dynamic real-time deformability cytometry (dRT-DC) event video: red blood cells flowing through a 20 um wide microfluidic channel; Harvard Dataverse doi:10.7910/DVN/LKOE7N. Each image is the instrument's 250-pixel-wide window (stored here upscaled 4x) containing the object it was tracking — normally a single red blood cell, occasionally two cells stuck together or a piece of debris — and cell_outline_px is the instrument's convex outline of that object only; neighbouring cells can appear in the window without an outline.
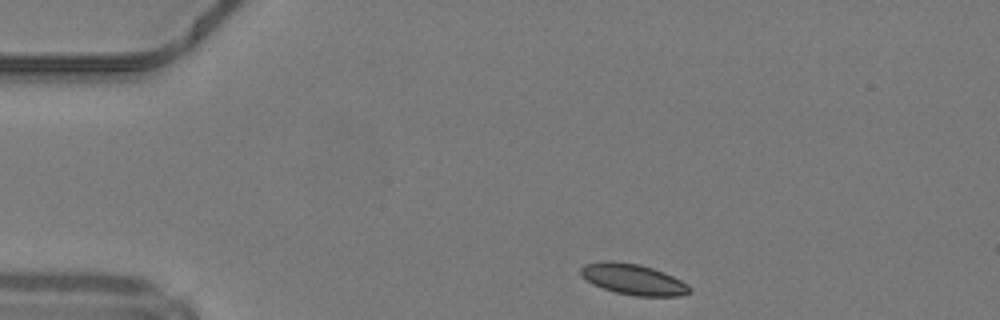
{"species": "common noctule bat (a hibernating species)", "species_latin": "Nyctalus noctula", "temperature_condition": "warm", "stored_images_in_passage": 41, "camera_frame_rate_fps": 3000, "um_per_image_px": 0.085, "animal": {"sex": "male", "body_mass_g": 19.2, "forearm_length_mm": 51.8}, "frame": {"image": 1, "passage_image": 1, "time_ms": 0.0, "image_size_px": [1000, 320], "cell_outline_px": [[692, 292], [680, 296], [636, 296], [616, 292], [592, 284], [580, 276], [580, 268], [584, 264], [600, 260], [612, 260], [640, 264], [664, 272], [688, 284], [692, 288]], "centroid_in_image_um": [53.8, 23.73], "position_along_channel_um": 31.2, "area_um2": 19.83}}
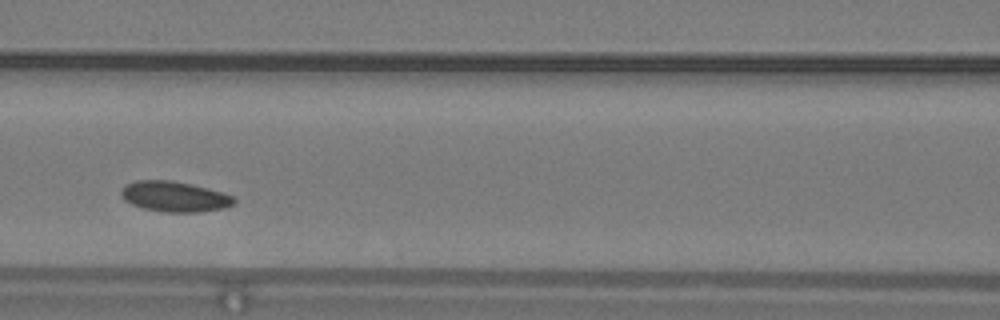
{"frame": {"image": 2, "passage_image": 14, "time_ms": 4.333, "image_size_px": [1000, 320], "cell_outline_px": [[236, 200], [232, 204], [224, 208], [196, 212], [164, 212], [144, 208], [132, 204], [124, 200], [120, 192], [124, 184], [136, 180], [172, 180], [208, 188], [224, 192], [232, 196]], "centroid_in_image_um": [14.81, 16.69], "position_along_channel_um": 151.8, "area_um2": 20.0}}
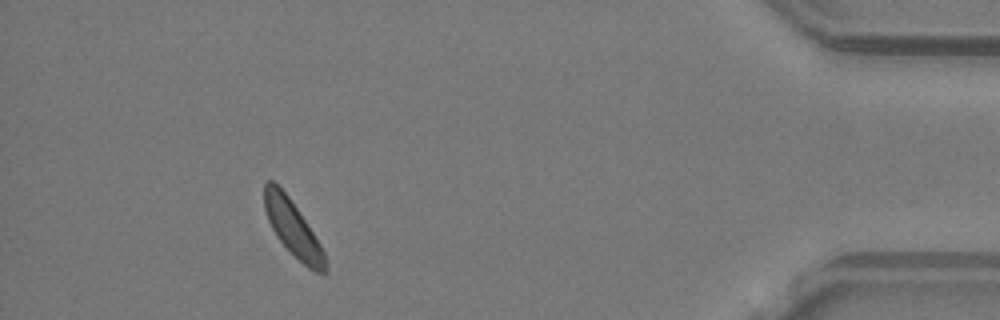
{"frame": {"image": 3, "passage_image": 37, "time_ms": 12.0, "image_size_px": [1000, 320], "cell_outline_px": [[328, 272], [316, 272], [308, 268], [276, 236], [268, 220], [264, 208], [264, 184], [268, 180], [272, 180], [288, 196], [320, 244], [324, 252], [328, 264]], "centroid_in_image_um": [24.89, 19.42], "position_along_channel_um": 410.3, "area_um2": 19.13}, "authors_computed_cell_mechanics": {"area_um2": 19.8254, "velocity_mm_per_s": 4.1443, "shape_relaxation_time_tau1_ms": null, "shape_relaxation_time_tau2_ms": 10.0223, "deformation_change_tau1": null, "deformation_change_tau2": 0.1799}}